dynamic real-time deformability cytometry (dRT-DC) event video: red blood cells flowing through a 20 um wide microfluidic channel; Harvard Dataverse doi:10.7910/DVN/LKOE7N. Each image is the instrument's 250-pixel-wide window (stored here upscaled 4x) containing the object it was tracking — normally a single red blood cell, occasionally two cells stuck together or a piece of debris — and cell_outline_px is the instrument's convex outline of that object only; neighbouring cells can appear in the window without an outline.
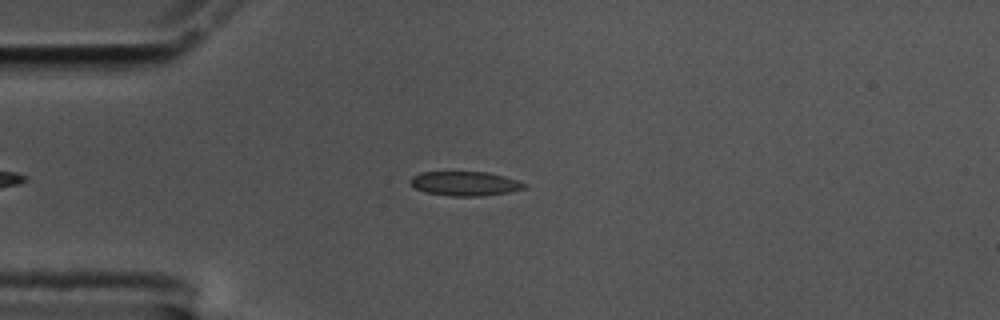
{"species": "common noctule bat (a hibernating species)", "species_latin": "Nyctalus noctula", "temperature_condition": "cold", "stored_images_in_passage": 54, "camera_frame_rate_fps": 3000, "um_per_image_px": 0.085, "animal": {"sex": "male", "body_mass_g": 17.5, "forearm_length_mm": 52.3}, "frame": {"image": 1, "passage_image": 12, "time_ms": 3.667, "image_size_px": [1000, 320], "cell_outline_px": [[524, 188], [508, 192], [480, 196], [452, 196], [424, 192], [416, 188], [408, 180], [412, 176], [420, 172], [488, 172], [504, 176], [516, 180], [524, 184]], "centroid_in_image_um": [39.46, 15.6], "position_along_channel_um": 45.5, "area_um2": 15.95}}
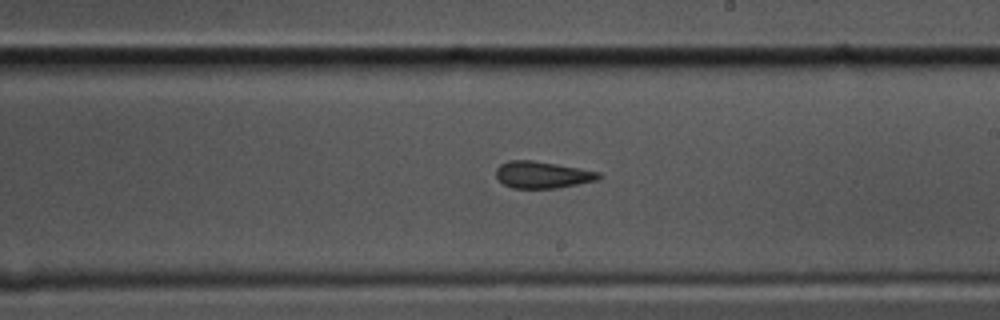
{"frame": {"image": 2, "passage_image": 30, "time_ms": 9.667, "image_size_px": [1000, 320], "cell_outline_px": [[604, 176], [596, 180], [556, 188], [512, 188], [504, 184], [496, 176], [496, 168], [500, 164], [508, 160], [532, 160], [556, 164], [600, 172]], "centroid_in_image_um": [46.09, 14.85], "position_along_channel_um": 242.9, "area_um2": 15.95}}
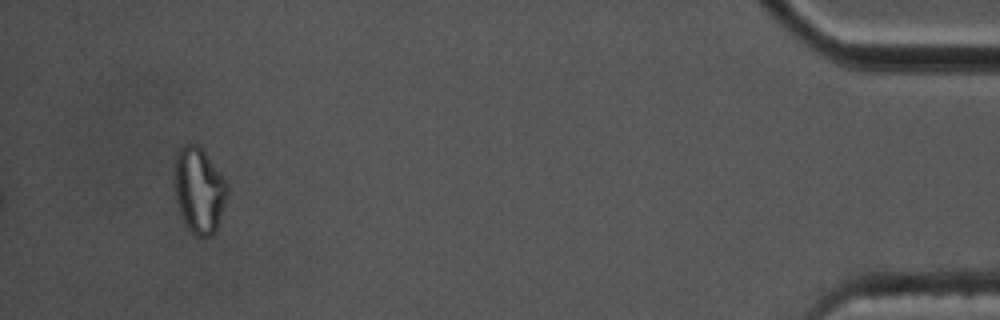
{"frame": {"image": 3, "passage_image": 51, "time_ms": 16.667, "image_size_px": [1000, 320], "cell_outline_px": [[228, 192], [216, 228], [208, 236], [196, 236], [188, 228], [180, 212], [176, 200], [176, 152], [184, 144], [196, 144], [204, 152], [224, 180], [228, 188]], "centroid_in_image_um": [16.91, 16.17], "position_along_channel_um": 418.3, "area_um2": 25.26}, "authors_computed_cell_mechanics": {"area_um2": 16.3574, "velocity_mm_per_s": 3.5573, "shape_relaxation_time_tau1_ms": null, "shape_relaxation_time_tau2_ms": 2.0711, "deformation_change_tau1": null, "deformation_change_tau2": 0.076}}